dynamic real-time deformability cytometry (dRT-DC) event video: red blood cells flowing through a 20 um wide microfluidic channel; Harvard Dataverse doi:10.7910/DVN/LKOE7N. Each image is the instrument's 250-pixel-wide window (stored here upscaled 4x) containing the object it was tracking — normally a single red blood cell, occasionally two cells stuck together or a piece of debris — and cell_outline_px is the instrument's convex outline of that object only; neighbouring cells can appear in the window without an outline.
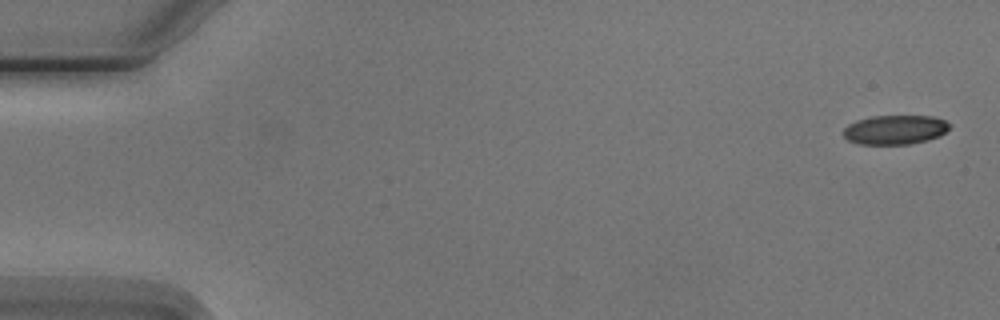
{"species": "Egyptian fruit bat (a non-hibernating species)", "species_latin": "Rousettus aegyptiacus", "temperature_condition": "cold", "stored_images_in_passage": 5, "camera_frame_rate_fps": 3000, "um_per_image_px": 0.085, "animal": {"sex": "male"}, "frame": {"image": 1, "passage_image": 1, "time_ms": 0.0, "image_size_px": [1000, 320], "cell_outline_px": [[952, 124], [940, 136], [928, 140], [912, 144], [860, 144], [848, 140], [840, 132], [848, 124], [856, 120], [872, 116], [932, 116], [944, 120]], "centroid_in_image_um": [76.06, 11.03], "position_along_channel_um": 8.9, "area_um2": 18.26}}
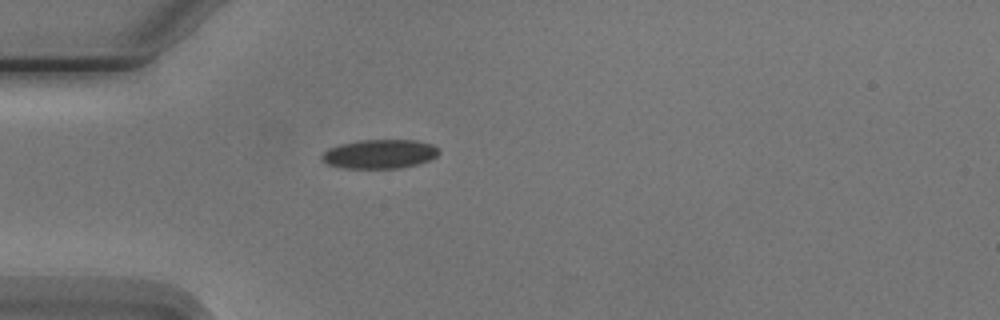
{"frame": {"image": 2, "passage_image": 5, "time_ms": 4.667, "image_size_px": [1000, 320], "cell_outline_px": [[440, 152], [436, 156], [420, 164], [400, 168], [344, 168], [328, 164], [320, 160], [320, 156], [328, 148], [340, 144], [360, 140], [416, 140], [432, 144], [440, 148]], "centroid_in_image_um": [32.28, 13.09], "position_along_channel_um": 52.7, "area_um2": 20.0}}